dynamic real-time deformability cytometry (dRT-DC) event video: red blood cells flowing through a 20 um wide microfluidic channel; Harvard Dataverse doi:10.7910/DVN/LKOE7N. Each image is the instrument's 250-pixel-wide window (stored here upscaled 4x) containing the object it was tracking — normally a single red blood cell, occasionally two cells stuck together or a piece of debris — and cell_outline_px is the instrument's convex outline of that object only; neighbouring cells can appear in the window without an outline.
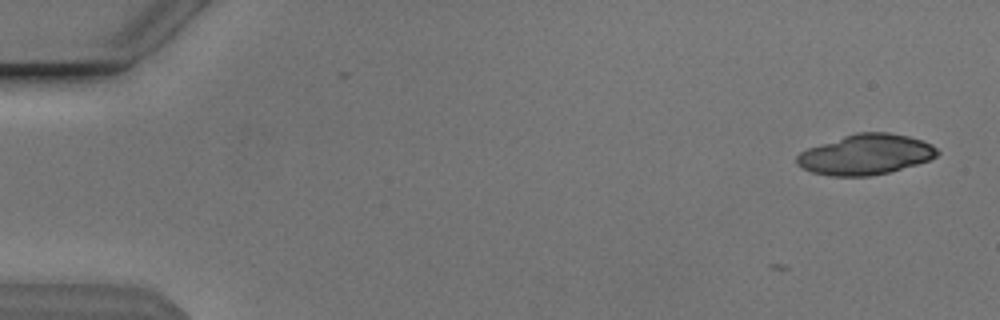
{"species": "Egyptian fruit bat (a non-hibernating species)", "species_latin": "Rousettus aegyptiacus", "temperature_condition": "cold", "stored_images_in_passage": 7, "camera_frame_rate_fps": 3000, "um_per_image_px": 0.085, "animal": {"sex": "male"}, "frame": {"image": 1, "passage_image": 1, "time_ms": 0.0, "image_size_px": [1000, 320], "cell_outline_px": [[940, 152], [936, 156], [928, 160], [916, 164], [888, 172], [868, 176], [832, 176], [812, 172], [796, 164], [796, 156], [800, 152], [808, 148], [856, 132], [888, 132], [908, 136], [932, 144]], "centroid_in_image_um": [73.57, 13.13], "position_along_channel_um": 11.4, "area_um2": 32.71}}